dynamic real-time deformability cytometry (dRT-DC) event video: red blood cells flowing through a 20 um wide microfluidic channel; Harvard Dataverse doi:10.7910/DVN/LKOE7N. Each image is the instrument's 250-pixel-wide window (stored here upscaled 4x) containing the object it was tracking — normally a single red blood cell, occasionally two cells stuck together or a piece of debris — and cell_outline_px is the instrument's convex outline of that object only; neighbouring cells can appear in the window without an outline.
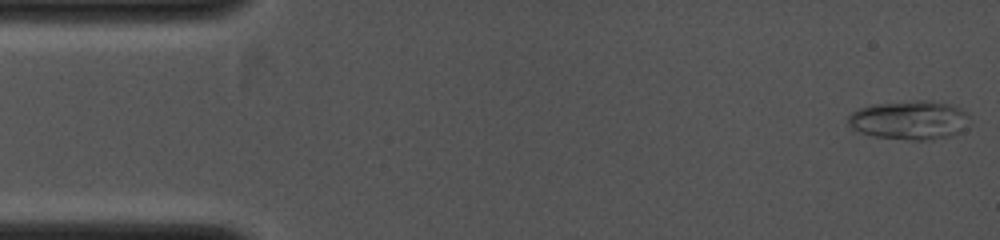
{"species": "common noctule bat (a hibernating species)", "species_latin": "Nyctalus noctula", "temperature_condition": "cold", "stored_images_in_passage": 16, "camera_frame_rate_fps": 4000, "um_per_image_px": 0.085, "animal": {"sex": "female", "body_mass_g": 19.0, "forearm_length_mm": 53.3}, "frame": {"image": 1, "passage_image": 1, "time_ms": 0.0, "image_size_px": [1000, 240], "cell_outline_px": [[968, 116], [960, 132], [948, 136], [932, 140], [912, 140], [876, 136], [860, 132], [852, 128], [848, 124], [848, 116], [852, 112], [860, 108], [872, 104], [916, 100], [928, 100], [948, 104], [960, 108], [968, 112]], "centroid_in_image_um": [77.28, 10.2], "position_along_channel_um": 7.7, "area_um2": 27.28}}
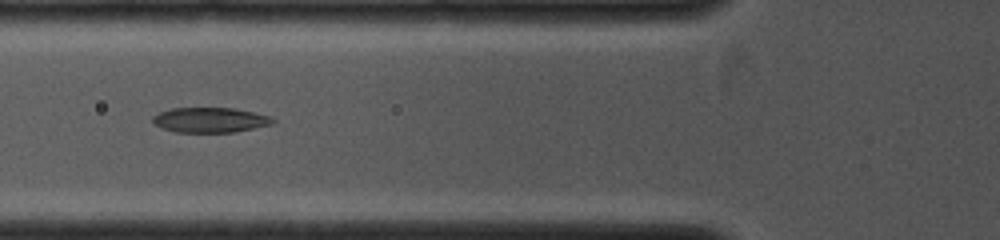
{"frame": {"image": 2, "passage_image": 10, "time_ms": 4.25, "image_size_px": [1000, 240], "cell_outline_px": [[276, 120], [272, 124], [232, 132], [176, 132], [160, 128], [152, 124], [152, 116], [160, 112], [172, 108], [236, 108], [272, 116]], "centroid_in_image_um": [17.83, 10.19], "position_along_channel_um": 108.0, "area_um2": 17.63}}
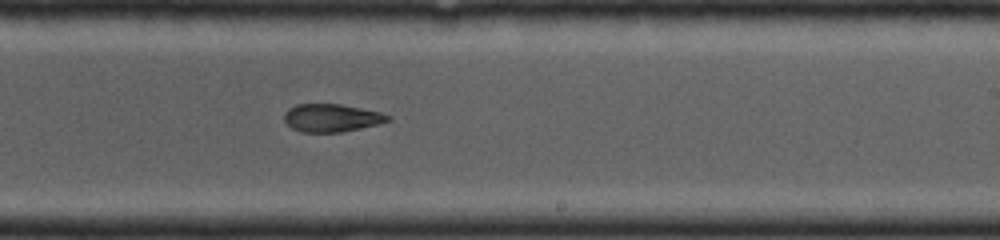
{"frame": {"image": 3, "passage_image": 16, "time_ms": 7.25, "image_size_px": [1000, 240], "cell_outline_px": [[392, 120], [360, 128], [340, 132], [300, 132], [292, 128], [284, 120], [284, 116], [296, 104], [340, 104], [380, 112], [392, 116]], "centroid_in_image_um": [28.22, 10.02], "position_along_channel_um": 260.8, "area_um2": 16.59}}